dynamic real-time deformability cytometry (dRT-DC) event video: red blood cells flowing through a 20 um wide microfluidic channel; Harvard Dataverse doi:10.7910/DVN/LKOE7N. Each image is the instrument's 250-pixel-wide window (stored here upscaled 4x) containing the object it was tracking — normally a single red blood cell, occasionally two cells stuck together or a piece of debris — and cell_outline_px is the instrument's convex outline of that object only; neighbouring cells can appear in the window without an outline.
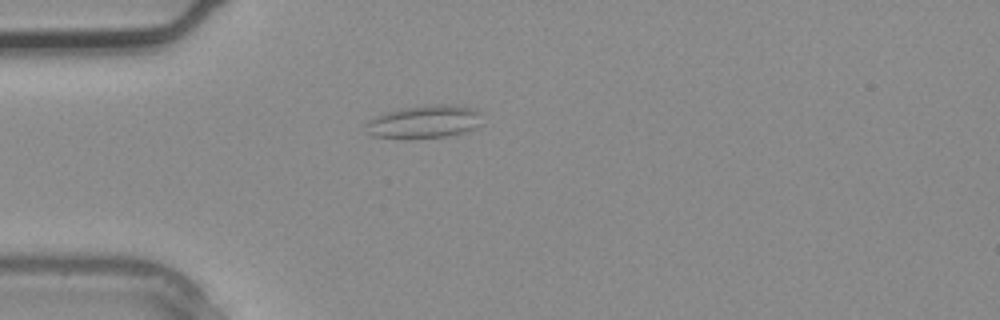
{"species": "common noctule bat (a hibernating species)", "species_latin": "Nyctalus noctula", "temperature_condition": "warm", "stored_images_in_passage": 3, "camera_frame_rate_fps": 3000, "um_per_image_px": 0.085, "animal": {"sex": "male", "body_mass_g": 20.4}, "frame": {"image": 1, "passage_image": 3, "time_ms": 0.667, "image_size_px": [1000, 320], "cell_outline_px": [[484, 124], [476, 128], [464, 132], [448, 136], [372, 136], [364, 132], [364, 124], [368, 120], [384, 112], [404, 108], [432, 104], [444, 104], [476, 108], [484, 112]], "centroid_in_image_um": [36.16, 10.3], "position_along_channel_um": 48.8, "area_um2": 22.31}}